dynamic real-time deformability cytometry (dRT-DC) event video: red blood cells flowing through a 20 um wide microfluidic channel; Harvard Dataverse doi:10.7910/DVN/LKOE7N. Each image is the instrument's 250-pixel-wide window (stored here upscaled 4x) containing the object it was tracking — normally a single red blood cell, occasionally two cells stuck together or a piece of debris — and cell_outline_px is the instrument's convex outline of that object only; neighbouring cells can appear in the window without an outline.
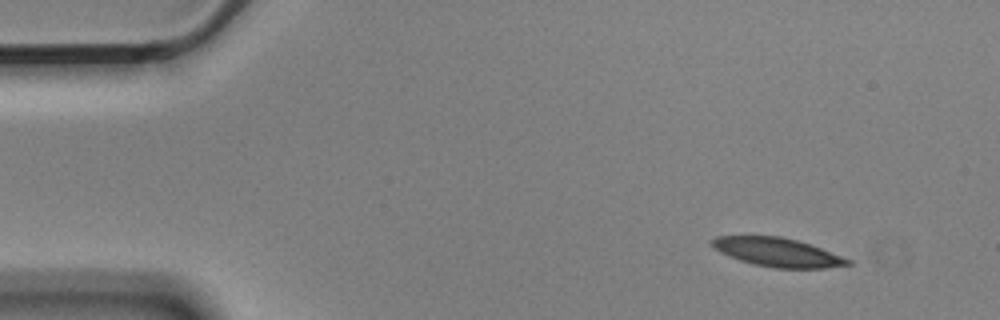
{"species": "Egyptian fruit bat (a non-hibernating species)", "species_latin": "Rousettus aegyptiacus", "temperature_condition": "cold", "stored_images_in_passage": 51, "camera_frame_rate_fps": 3000, "um_per_image_px": 0.085, "animal": {"sex": "male"}, "frame": {"image": 1, "passage_image": 1, "time_ms": 0.0, "image_size_px": [1000, 320], "cell_outline_px": [[852, 264], [824, 268], [772, 268], [752, 264], [728, 256], [720, 252], [708, 240], [716, 236], [780, 236], [796, 240], [820, 248], [852, 260]], "centroid_in_image_um": [66.06, 21.44], "position_along_channel_um": 18.9, "area_um2": 22.6}}
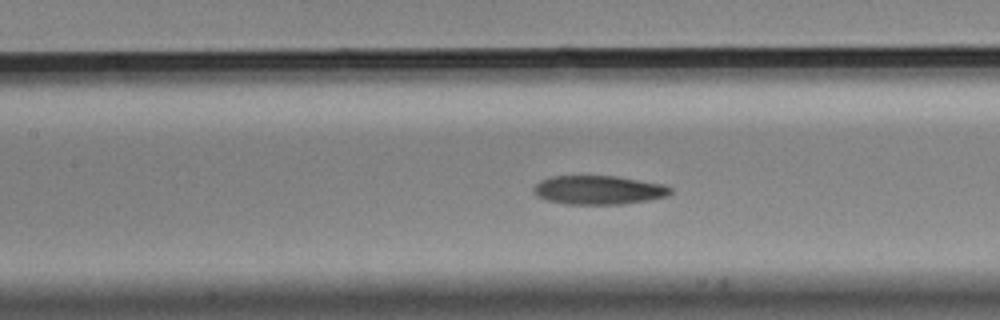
{"frame": {"image": 2, "passage_image": 20, "time_ms": 6.333, "image_size_px": [1000, 320], "cell_outline_px": [[672, 192], [668, 196], [648, 200], [624, 204], [564, 204], [548, 200], [536, 196], [532, 192], [532, 188], [540, 180], [552, 176], [616, 176], [664, 184], [672, 188]], "centroid_in_image_um": [50.87, 16.15], "position_along_channel_um": 156.5, "area_um2": 23.18}}
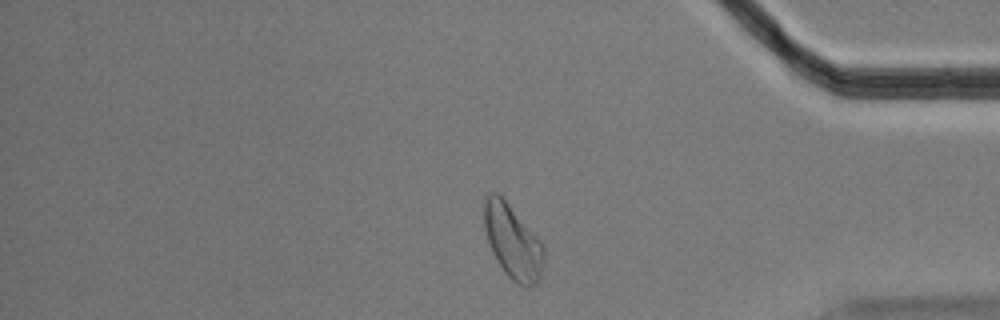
{"frame": {"image": 3, "passage_image": 42, "time_ms": 13.667, "image_size_px": [1000, 320], "cell_outline_px": [[544, 252], [540, 276], [536, 284], [528, 288], [524, 288], [512, 280], [504, 272], [496, 260], [492, 252], [484, 228], [484, 196], [488, 192], [496, 192], [508, 204], [544, 244]], "centroid_in_image_um": [43.56, 20.56], "position_along_channel_um": 391.6, "area_um2": 25.66}, "authors_computed_cell_mechanics": {"area_um2": 24.0448, "velocity_mm_per_s": 3.5355, "shape_relaxation_time_tau1_ms": 9.7076, "shape_relaxation_time_tau2_ms": 3.623, "deformation_change_tau1": 0.1882, "deformation_change_tau2": 0.1015}}